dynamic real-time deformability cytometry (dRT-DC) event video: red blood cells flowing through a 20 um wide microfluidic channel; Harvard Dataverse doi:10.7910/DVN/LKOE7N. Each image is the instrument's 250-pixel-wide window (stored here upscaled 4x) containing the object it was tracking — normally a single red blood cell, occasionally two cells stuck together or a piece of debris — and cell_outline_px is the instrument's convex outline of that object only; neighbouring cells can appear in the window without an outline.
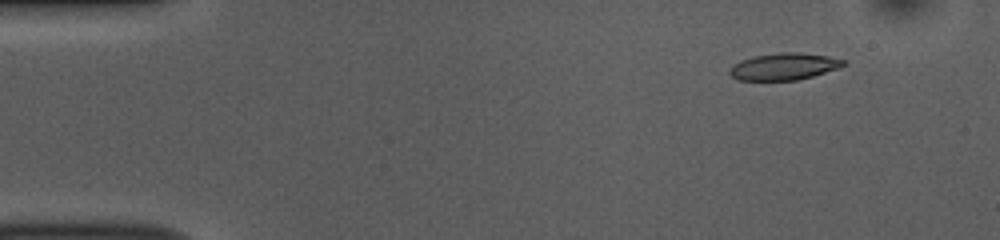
{"species": "common noctule bat (a hibernating species)", "species_latin": "Nyctalus noctula", "temperature_condition": "room temperature", "stored_images_in_passage": 54, "camera_frame_rate_fps": 3000, "um_per_image_px": 0.085, "animal": {"sex": "female", "body_mass_g": 10.0, "forearm_length_mm": 53.1}, "frame": {"image": 1, "passage_image": 6, "time_ms": 1.667, "image_size_px": [1000, 240], "cell_outline_px": [[848, 64], [840, 68], [812, 76], [796, 80], [740, 80], [732, 76], [728, 72], [732, 64], [740, 60], [752, 56], [780, 52], [796, 52], [828, 56], [844, 60]], "centroid_in_image_um": [66.63, 5.64], "position_along_channel_um": 18.4, "area_um2": 17.92}}
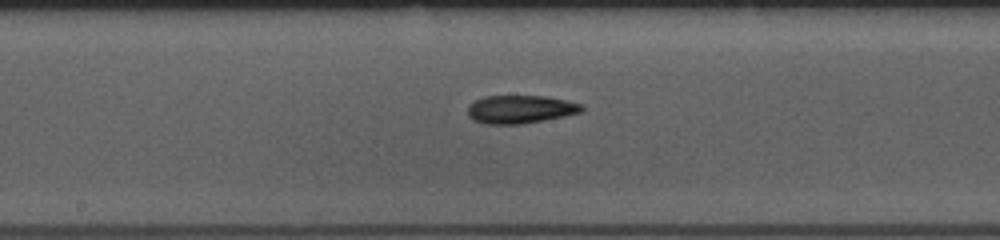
{"frame": {"image": 2, "passage_image": 28, "time_ms": 9.0, "image_size_px": [1000, 240], "cell_outline_px": [[584, 112], [544, 120], [520, 124], [484, 124], [472, 120], [468, 116], [468, 108], [476, 100], [484, 96], [544, 96], [584, 104]], "centroid_in_image_um": [44.25, 9.3], "position_along_channel_um": 204.0, "area_um2": 18.73}}
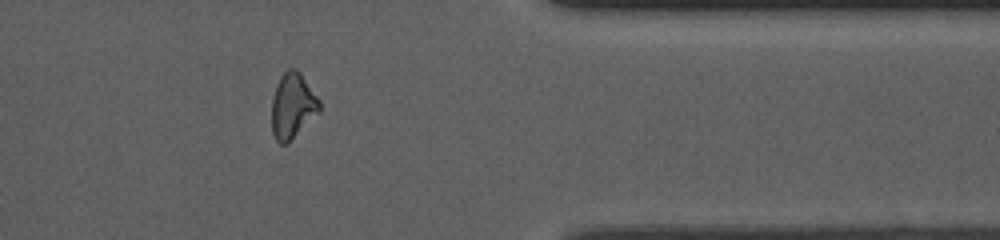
{"frame": {"image": 3, "passage_image": 44, "time_ms": 14.333, "image_size_px": [1000, 240], "cell_outline_px": [[320, 112], [288, 144], [280, 144], [276, 140], [272, 132], [272, 100], [276, 84], [280, 76], [288, 68], [296, 68], [300, 72], [320, 100]], "centroid_in_image_um": [24.88, 9.0], "position_along_channel_um": 386.5, "area_um2": 18.44}, "authors_computed_cell_mechanics": {"area_um2": 18.1781, "velocity_mm_per_s": 3.7292, "shape_relaxation_time_tau1_ms": null, "shape_relaxation_time_tau2_ms": 6.8736, "deformation_change_tau1": null, "deformation_change_tau2": 0.1679}}